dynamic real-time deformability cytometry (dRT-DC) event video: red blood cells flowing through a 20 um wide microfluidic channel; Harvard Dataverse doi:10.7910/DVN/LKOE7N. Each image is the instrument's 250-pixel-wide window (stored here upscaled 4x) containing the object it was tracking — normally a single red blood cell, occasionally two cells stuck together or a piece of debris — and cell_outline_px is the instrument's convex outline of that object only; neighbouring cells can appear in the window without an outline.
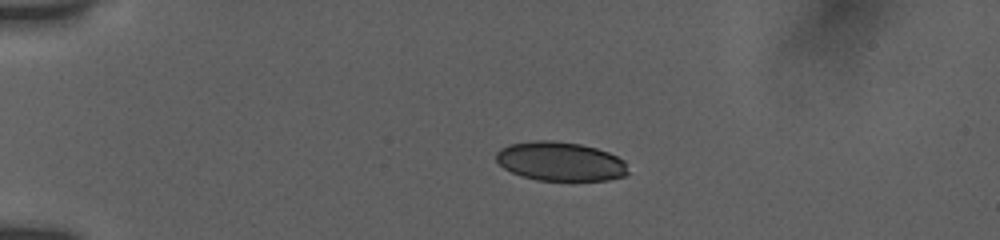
{"species": "human", "species_latin": "Homo sapiens", "temperature_condition": "room temperature", "stored_images_in_passage": 18, "camera_frame_rate_fps": 3000, "um_per_image_px": 0.085, "donor": {"sex": "female"}, "frame": {"image": 1, "passage_image": 6, "time_ms": 3.333, "image_size_px": [1000, 240], "cell_outline_px": [[628, 172], [624, 176], [608, 180], [536, 180], [520, 176], [504, 168], [496, 160], [496, 152], [500, 148], [508, 144], [536, 140], [552, 140], [580, 144], [596, 148], [608, 152], [624, 160]], "centroid_in_image_um": [47.6, 13.71], "position_along_channel_um": 37.4, "area_um2": 30.06}}
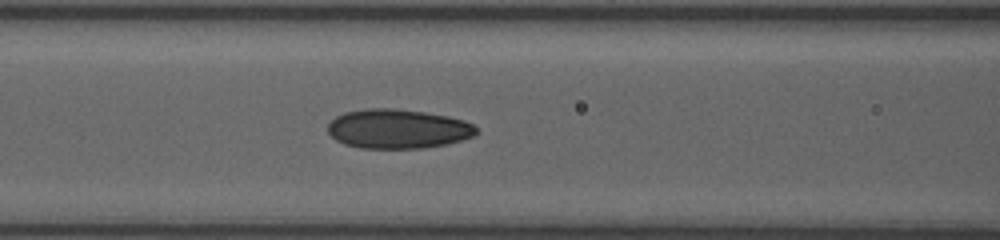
{"frame": {"image": 2, "passage_image": 13, "time_ms": 7.333, "image_size_px": [1000, 240], "cell_outline_px": [[476, 132], [472, 136], [460, 140], [444, 144], [424, 148], [360, 148], [344, 144], [336, 140], [328, 132], [328, 124], [336, 116], [344, 112], [364, 108], [392, 108], [424, 112], [448, 116], [464, 120], [472, 124], [476, 128]], "centroid_in_image_um": [33.77, 10.94], "position_along_channel_um": 132.8, "area_um2": 33.93}}
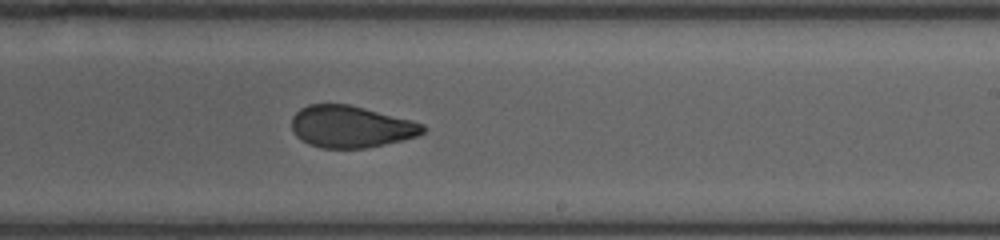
{"frame": {"image": 3, "passage_image": 18, "time_ms": 10.667, "image_size_px": [1000, 240], "cell_outline_px": [[428, 128], [424, 132], [416, 136], [404, 140], [364, 148], [320, 148], [308, 144], [296, 136], [292, 132], [292, 116], [300, 108], [308, 104], [348, 104], [412, 120], [424, 124]], "centroid_in_image_um": [29.82, 10.77], "position_along_channel_um": 259.2, "area_um2": 32.14}}